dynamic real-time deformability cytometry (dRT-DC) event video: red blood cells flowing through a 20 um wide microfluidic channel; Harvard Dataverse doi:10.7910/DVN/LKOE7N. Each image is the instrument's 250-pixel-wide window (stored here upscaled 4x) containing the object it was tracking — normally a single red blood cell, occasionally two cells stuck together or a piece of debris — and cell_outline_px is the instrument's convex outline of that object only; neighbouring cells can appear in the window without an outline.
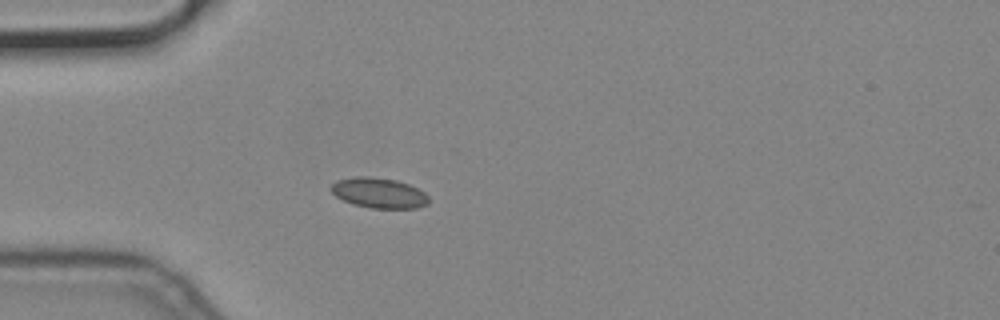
{"species": "common noctule bat (a hibernating species)", "species_latin": "Nyctalus noctula", "temperature_condition": "cold", "stored_images_in_passage": 1, "camera_frame_rate_fps": 3000, "um_per_image_px": 0.085, "animal": {"sex": "male", "body_mass_g": 19.2, "forearm_length_mm": 51.8}, "frame": {"image": 1, "passage_image": 1, "time_ms": 0.0, "image_size_px": [1000, 320], "cell_outline_px": [[428, 204], [416, 208], [372, 208], [352, 204], [336, 196], [328, 188], [336, 180], [356, 176], [368, 176], [396, 180], [408, 184], [424, 192], [428, 196]], "centroid_in_image_um": [32.18, 16.39], "position_along_channel_um": 52.8, "area_um2": 17.22}}